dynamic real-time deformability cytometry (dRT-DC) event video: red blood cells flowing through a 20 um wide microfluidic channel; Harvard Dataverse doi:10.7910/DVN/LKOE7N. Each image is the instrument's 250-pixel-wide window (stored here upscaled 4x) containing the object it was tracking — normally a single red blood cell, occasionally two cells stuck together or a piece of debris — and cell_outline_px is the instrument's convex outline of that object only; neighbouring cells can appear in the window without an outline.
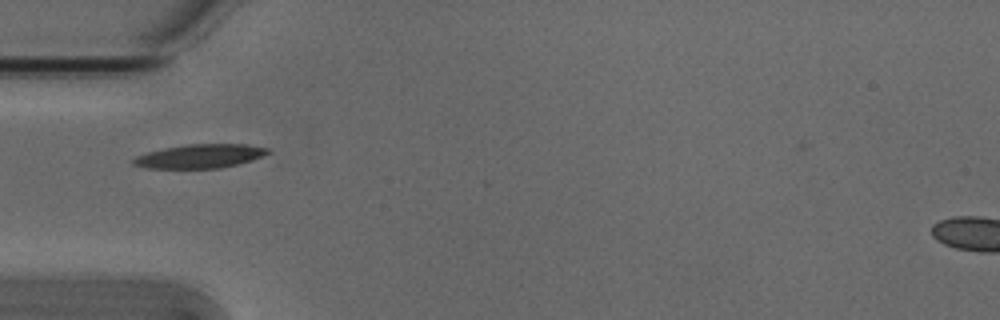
{"species": "Egyptian fruit bat (a non-hibernating species)", "species_latin": "Rousettus aegyptiacus", "temperature_condition": "cold", "stored_images_in_passage": 20, "camera_frame_rate_fps": 3000, "um_per_image_px": 0.085, "animal": {"sex": "male"}, "frame": {"image": 1, "passage_image": 1, "time_ms": 0.0, "image_size_px": [1000, 320], "cell_outline_px": [[272, 152], [264, 156], [252, 160], [220, 168], [148, 168], [132, 164], [132, 160], [136, 156], [148, 152], [164, 148], [188, 144], [248, 144], [268, 148]], "centroid_in_image_um": [17.03, 13.27], "position_along_channel_um": 68.0, "area_um2": 18.67}}
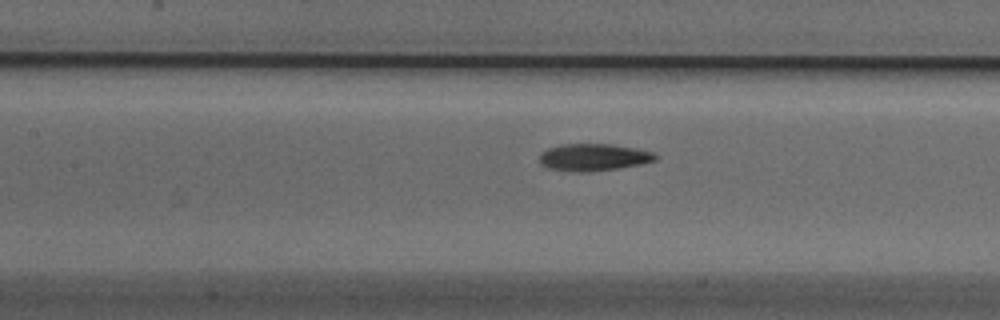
{"frame": {"image": 2, "passage_image": 8, "time_ms": 2.333, "image_size_px": [1000, 320], "cell_outline_px": [[656, 160], [640, 164], [616, 168], [588, 172], [576, 172], [548, 168], [540, 164], [540, 152], [548, 148], [560, 144], [612, 144], [636, 148], [652, 152], [656, 156]], "centroid_in_image_um": [50.4, 13.36], "position_along_channel_um": 157.0, "area_um2": 18.26}}
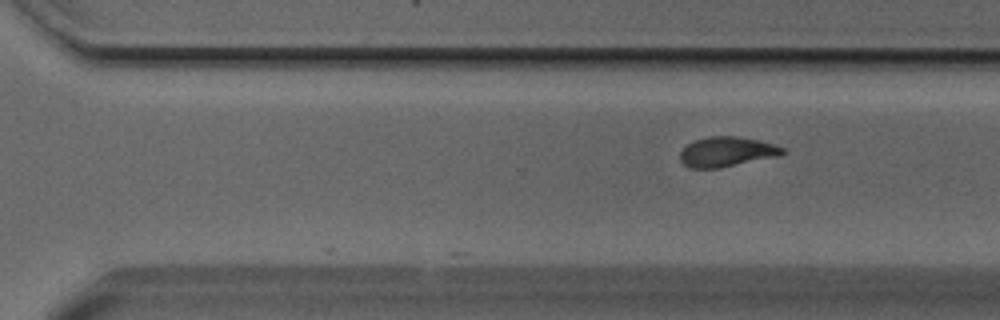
{"frame": {"image": 3, "passage_image": 20, "time_ms": 6.333, "image_size_px": [1000, 320], "cell_outline_px": [[788, 152], [780, 156], [720, 168], [688, 168], [680, 160], [680, 152], [688, 144], [696, 140], [708, 136], [736, 136], [756, 140], [772, 144], [784, 148]], "centroid_in_image_um": [61.79, 12.91], "position_along_channel_um": 308.8, "area_um2": 17.86}}